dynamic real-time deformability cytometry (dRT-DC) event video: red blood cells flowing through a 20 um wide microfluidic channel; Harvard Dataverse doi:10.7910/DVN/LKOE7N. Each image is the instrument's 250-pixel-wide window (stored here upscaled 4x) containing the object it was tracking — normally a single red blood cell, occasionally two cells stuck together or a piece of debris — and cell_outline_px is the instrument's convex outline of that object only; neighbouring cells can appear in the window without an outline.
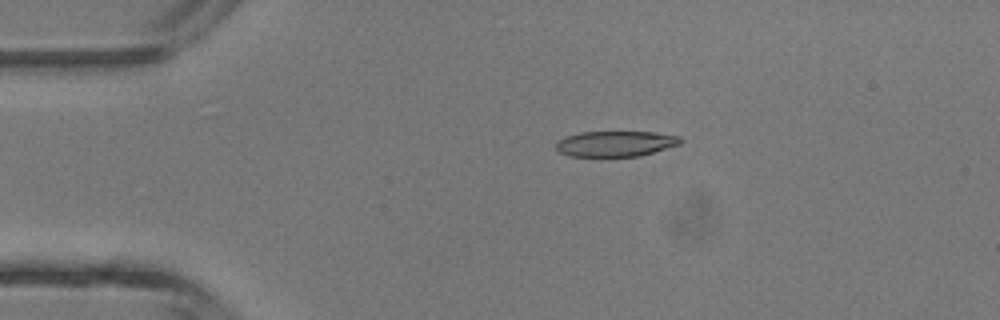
{"species": "common noctule bat (a hibernating species)", "species_latin": "Nyctalus noctula", "temperature_condition": "room temperature", "stored_images_in_passage": 4, "camera_frame_rate_fps": 3000, "um_per_image_px": 0.085, "animal": {"sex": "male", "body_mass_g": 13.3}, "frame": {"image": 1, "passage_image": 2, "time_ms": 1.333, "image_size_px": [1000, 320], "cell_outline_px": [[684, 140], [680, 144], [640, 156], [568, 156], [560, 152], [556, 148], [556, 140], [564, 136], [580, 132], [656, 132], [680, 136]], "centroid_in_image_um": [52.31, 12.2], "position_along_channel_um": 32.7, "area_um2": 18.67}}
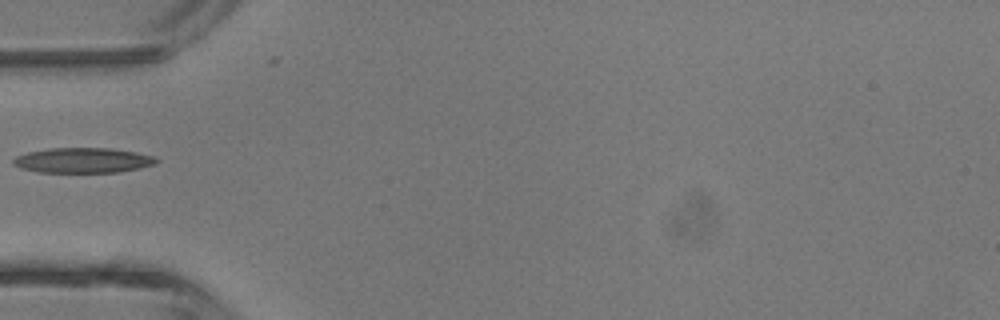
{"frame": {"image": 2, "passage_image": 4, "time_ms": 3.333, "image_size_px": [1000, 320], "cell_outline_px": [[160, 160], [156, 164], [140, 168], [120, 172], [36, 172], [20, 168], [12, 164], [12, 160], [16, 156], [28, 152], [48, 148], [112, 148], [136, 152], [156, 156]], "centroid_in_image_um": [7.07, 13.63], "position_along_channel_um": 77.9, "area_um2": 21.21}}